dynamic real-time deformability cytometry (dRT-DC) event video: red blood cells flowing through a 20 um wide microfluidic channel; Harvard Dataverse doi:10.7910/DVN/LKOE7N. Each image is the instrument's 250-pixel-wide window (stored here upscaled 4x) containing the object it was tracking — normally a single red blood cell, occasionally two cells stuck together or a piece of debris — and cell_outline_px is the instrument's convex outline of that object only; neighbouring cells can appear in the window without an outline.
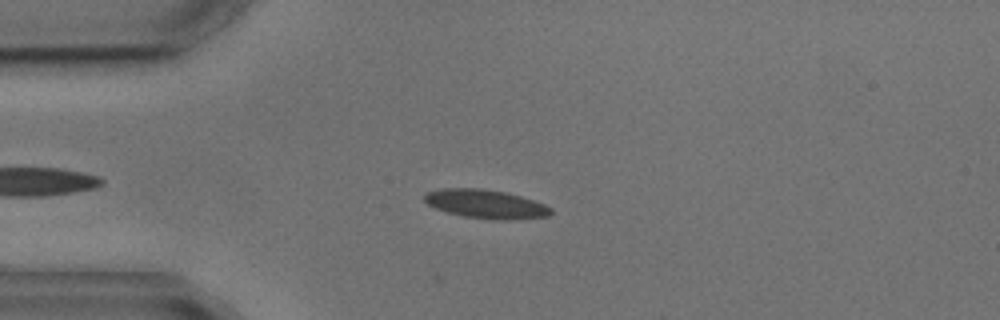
{"species": "common noctule bat (a hibernating species)", "species_latin": "Nyctalus noctula", "temperature_condition": "cold", "stored_images_in_passage": 7, "camera_frame_rate_fps": 3000, "um_per_image_px": 0.085, "animal": {"sex": "male", "body_mass_g": 17.9, "forearm_length_mm": 54.2}, "frame": {"image": 1, "passage_image": 3, "time_ms": 3.333, "image_size_px": [1000, 320], "cell_outline_px": [[552, 212], [548, 216], [512, 220], [500, 220], [464, 216], [448, 212], [436, 208], [428, 204], [424, 200], [424, 196], [428, 192], [444, 188], [480, 188], [504, 192], [520, 196], [544, 204], [552, 208]], "centroid_in_image_um": [41.31, 17.34], "position_along_channel_um": 43.7, "area_um2": 20.92}}
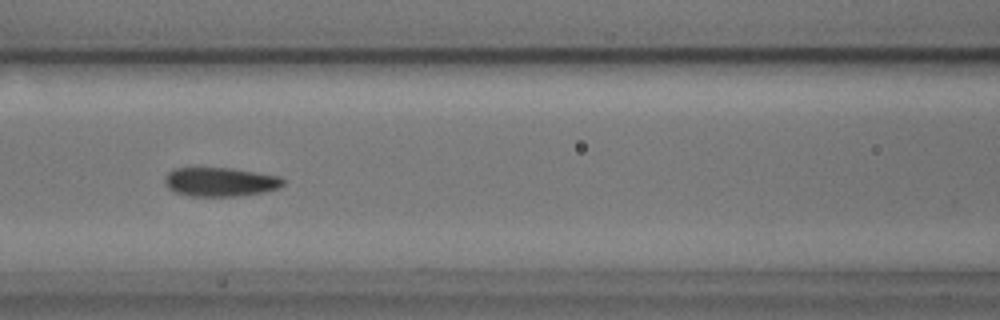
{"frame": {"image": 2, "passage_image": 6, "time_ms": 6.667, "image_size_px": [1000, 320], "cell_outline_px": [[284, 184], [280, 188], [264, 192], [236, 196], [188, 196], [176, 192], [168, 188], [164, 184], [164, 176], [172, 168], [232, 168], [280, 176], [284, 180]], "centroid_in_image_um": [18.7, 15.46], "position_along_channel_um": 147.9, "area_um2": 20.17}}
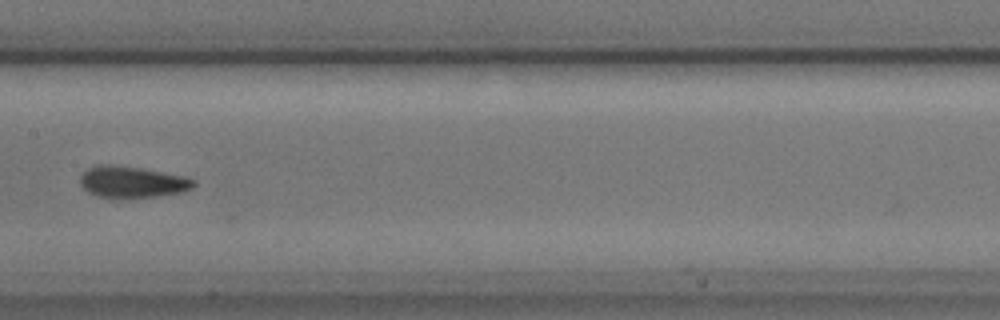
{"frame": {"image": 3, "passage_image": 7, "time_ms": 8.0, "image_size_px": [1000, 320], "cell_outline_px": [[196, 184], [192, 188], [180, 192], [156, 196], [120, 200], [112, 200], [96, 196], [88, 192], [80, 184], [80, 176], [88, 168], [96, 164], [108, 164], [140, 168], [184, 176], [196, 180]], "centroid_in_image_um": [11.18, 15.5], "position_along_channel_um": 196.2, "area_um2": 21.27}}